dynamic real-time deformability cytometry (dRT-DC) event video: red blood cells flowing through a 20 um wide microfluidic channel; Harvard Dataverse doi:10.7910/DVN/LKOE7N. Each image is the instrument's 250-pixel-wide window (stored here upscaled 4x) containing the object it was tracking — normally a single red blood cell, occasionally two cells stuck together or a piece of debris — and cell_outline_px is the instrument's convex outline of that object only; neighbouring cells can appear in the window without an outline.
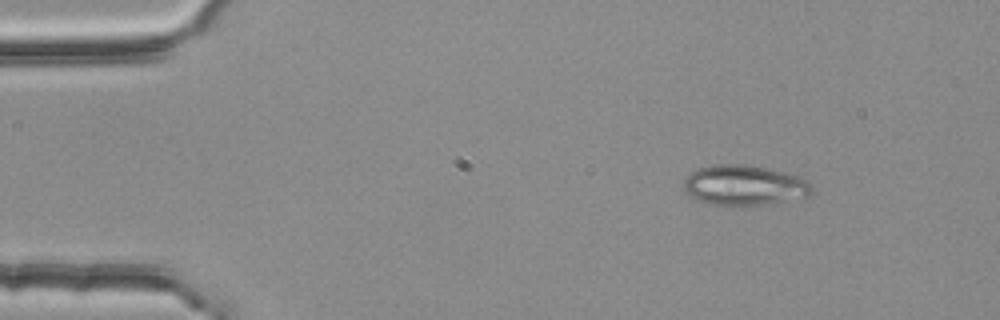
{"species": "common noctule bat (a hibernating species)", "species_latin": "Nyctalus noctula", "temperature_condition": "room temperature", "stored_images_in_passage": 3, "camera_frame_rate_fps": 3000, "um_per_image_px": 0.085, "animal": {"sex": "female", "body_mass_g": 25.1}, "frame": {"image": 1, "passage_image": 2, "time_ms": 0.333, "image_size_px": [1000, 320], "cell_outline_px": [[812, 196], [768, 204], [740, 208], [732, 208], [708, 204], [692, 200], [684, 188], [684, 180], [692, 172], [700, 168], [716, 164], [748, 164], [784, 172], [800, 176], [808, 180], [812, 184]], "centroid_in_image_um": [63.28, 15.8], "position_along_channel_um": 21.7, "area_um2": 31.1}}